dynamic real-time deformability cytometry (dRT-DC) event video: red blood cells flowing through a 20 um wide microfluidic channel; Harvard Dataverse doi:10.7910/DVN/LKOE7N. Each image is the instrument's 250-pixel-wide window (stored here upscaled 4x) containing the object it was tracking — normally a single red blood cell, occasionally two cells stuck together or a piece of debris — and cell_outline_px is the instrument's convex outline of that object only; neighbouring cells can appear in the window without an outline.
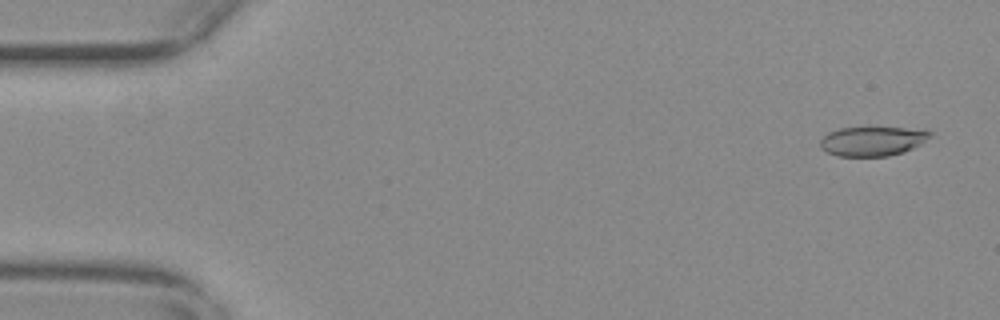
{"species": "common noctule bat (a hibernating species)", "species_latin": "Nyctalus noctula", "temperature_condition": "warm", "stored_images_in_passage": 56, "camera_frame_rate_fps": 3000, "um_per_image_px": 0.085, "animal": {"sex": "female", "body_mass_g": 29.2, "forearm_length_mm": 56.3}, "frame": {"image": 1, "passage_image": 3, "time_ms": 0.667, "image_size_px": [1000, 320], "cell_outline_px": [[932, 132], [920, 144], [904, 152], [888, 156], [836, 156], [820, 148], [820, 140], [828, 132], [840, 128], [928, 128]], "centroid_in_image_um": [74.16, 11.99], "position_along_channel_um": 10.8, "area_um2": 18.79}}
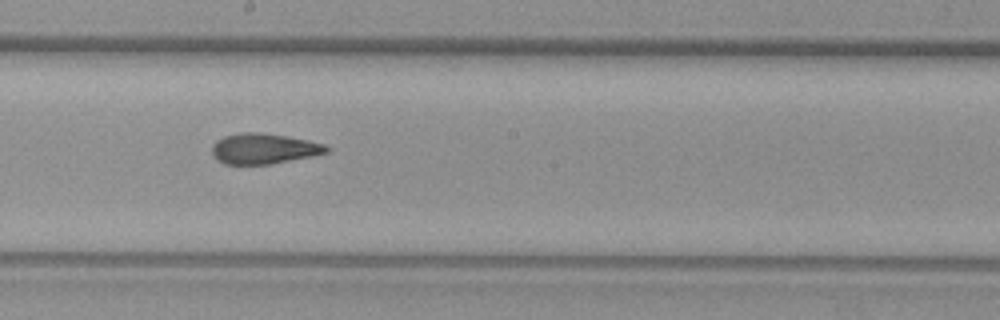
{"frame": {"image": 2, "passage_image": 31, "time_ms": 10.0, "image_size_px": [1000, 320], "cell_outline_px": [[328, 152], [312, 156], [272, 164], [224, 164], [216, 160], [212, 156], [212, 144], [216, 140], [224, 136], [240, 132], [260, 132], [308, 140], [324, 144], [328, 148]], "centroid_in_image_um": [22.37, 12.64], "position_along_channel_um": 225.8, "area_um2": 20.4}}
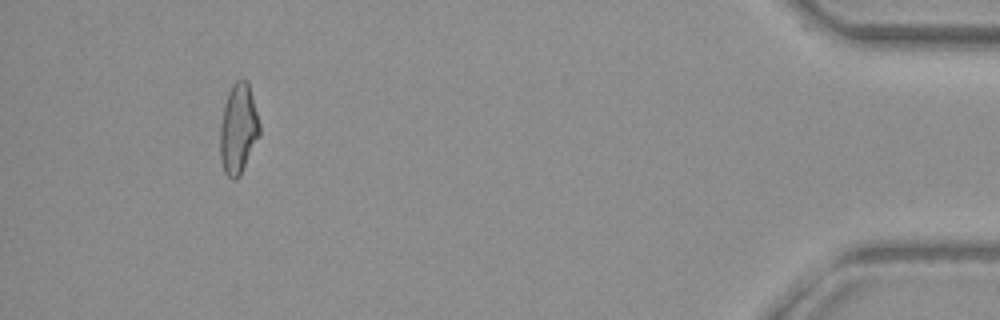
{"frame": {"image": 3, "passage_image": 52, "time_ms": 17.0, "image_size_px": [1000, 320], "cell_outline_px": [[260, 136], [240, 176], [236, 180], [232, 180], [224, 172], [220, 160], [220, 124], [224, 104], [228, 92], [232, 84], [236, 80], [248, 80], [260, 124]], "centroid_in_image_um": [20.25, 10.97], "position_along_channel_um": 414.9, "area_um2": 21.04}, "authors_computed_cell_mechanics": {"area_um2": 20.6346, "velocity_mm_per_s": 3.7303, "shape_relaxation_time_tau1_ms": null, "shape_relaxation_time_tau2_ms": 2.2595, "deformation_change_tau1": null, "deformation_change_tau2": 0.0975}}